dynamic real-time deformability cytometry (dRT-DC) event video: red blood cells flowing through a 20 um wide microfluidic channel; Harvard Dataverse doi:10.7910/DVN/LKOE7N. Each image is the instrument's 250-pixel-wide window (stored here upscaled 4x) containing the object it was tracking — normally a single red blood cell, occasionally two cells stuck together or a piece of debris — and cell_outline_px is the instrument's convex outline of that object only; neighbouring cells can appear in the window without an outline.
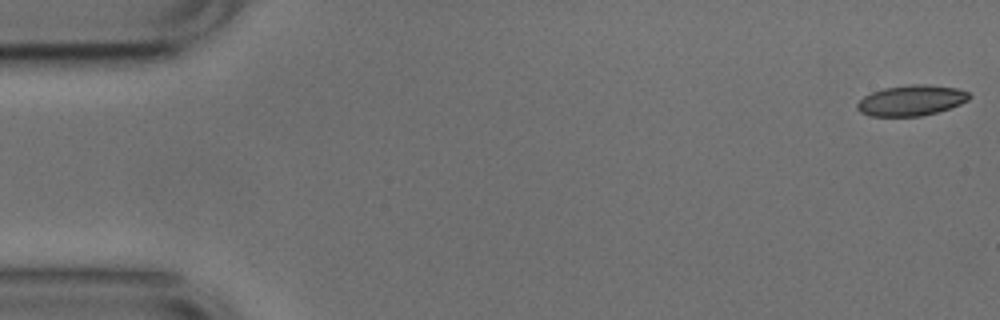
{"species": "common noctule bat (a hibernating species)", "species_latin": "Nyctalus noctula", "temperature_condition": "cold", "stored_images_in_passage": 27, "camera_frame_rate_fps": 3000, "um_per_image_px": 0.085, "animal": {"sex": "male", "body_mass_g": 17.9, "forearm_length_mm": 54.2}, "frame": {"image": 1, "passage_image": 1, "time_ms": 0.0, "image_size_px": [1000, 320], "cell_outline_px": [[972, 96], [968, 100], [960, 104], [936, 112], [920, 116], [868, 116], [860, 112], [856, 108], [856, 104], [864, 96], [872, 92], [884, 88], [908, 84], [928, 84], [956, 88], [968, 92]], "centroid_in_image_um": [77.44, 8.53], "position_along_channel_um": 7.6, "area_um2": 20.0}}